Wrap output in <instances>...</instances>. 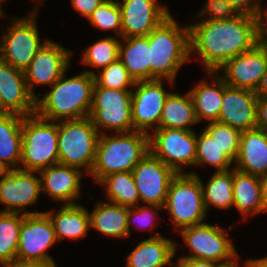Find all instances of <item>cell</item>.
<instances>
[{"mask_svg": "<svg viewBox=\"0 0 267 267\" xmlns=\"http://www.w3.org/2000/svg\"><path fill=\"white\" fill-rule=\"evenodd\" d=\"M189 26L190 60L196 53L204 72H218L230 59L257 43L254 17L238 14L230 20H198Z\"/></svg>", "mask_w": 267, "mask_h": 267, "instance_id": "6da1fadb", "label": "cell"}, {"mask_svg": "<svg viewBox=\"0 0 267 267\" xmlns=\"http://www.w3.org/2000/svg\"><path fill=\"white\" fill-rule=\"evenodd\" d=\"M65 72L49 91L38 94L36 114L50 121L89 117L92 107L94 75L82 73L67 77Z\"/></svg>", "mask_w": 267, "mask_h": 267, "instance_id": "7a4b0ae2", "label": "cell"}, {"mask_svg": "<svg viewBox=\"0 0 267 267\" xmlns=\"http://www.w3.org/2000/svg\"><path fill=\"white\" fill-rule=\"evenodd\" d=\"M149 80L164 79L173 86L177 73L190 61L189 26L170 15L148 35Z\"/></svg>", "mask_w": 267, "mask_h": 267, "instance_id": "3957f363", "label": "cell"}, {"mask_svg": "<svg viewBox=\"0 0 267 267\" xmlns=\"http://www.w3.org/2000/svg\"><path fill=\"white\" fill-rule=\"evenodd\" d=\"M149 153V134L139 131L100 134L90 176L99 183L117 172H132Z\"/></svg>", "mask_w": 267, "mask_h": 267, "instance_id": "277c9868", "label": "cell"}, {"mask_svg": "<svg viewBox=\"0 0 267 267\" xmlns=\"http://www.w3.org/2000/svg\"><path fill=\"white\" fill-rule=\"evenodd\" d=\"M165 209L174 224L175 232L205 222L208 214L204 205L201 180L195 171L177 173L172 178Z\"/></svg>", "mask_w": 267, "mask_h": 267, "instance_id": "5b68a950", "label": "cell"}, {"mask_svg": "<svg viewBox=\"0 0 267 267\" xmlns=\"http://www.w3.org/2000/svg\"><path fill=\"white\" fill-rule=\"evenodd\" d=\"M58 163V121L43 119L36 113L25 116L19 168L40 171Z\"/></svg>", "mask_w": 267, "mask_h": 267, "instance_id": "8992f818", "label": "cell"}, {"mask_svg": "<svg viewBox=\"0 0 267 267\" xmlns=\"http://www.w3.org/2000/svg\"><path fill=\"white\" fill-rule=\"evenodd\" d=\"M99 135L90 117L58 121L59 163L90 175Z\"/></svg>", "mask_w": 267, "mask_h": 267, "instance_id": "52a82bcc", "label": "cell"}, {"mask_svg": "<svg viewBox=\"0 0 267 267\" xmlns=\"http://www.w3.org/2000/svg\"><path fill=\"white\" fill-rule=\"evenodd\" d=\"M39 8L36 6L30 14L11 18L10 25L0 36V60L12 67L24 71L48 40L40 38L38 30Z\"/></svg>", "mask_w": 267, "mask_h": 267, "instance_id": "ba28073f", "label": "cell"}, {"mask_svg": "<svg viewBox=\"0 0 267 267\" xmlns=\"http://www.w3.org/2000/svg\"><path fill=\"white\" fill-rule=\"evenodd\" d=\"M89 117L99 134L107 133L106 130L133 131L132 90L111 89L94 83Z\"/></svg>", "mask_w": 267, "mask_h": 267, "instance_id": "9c48e42d", "label": "cell"}, {"mask_svg": "<svg viewBox=\"0 0 267 267\" xmlns=\"http://www.w3.org/2000/svg\"><path fill=\"white\" fill-rule=\"evenodd\" d=\"M179 232L185 245L191 250L189 255L180 257L209 260L222 266L241 258L229 239L228 231L223 227L204 222L186 227Z\"/></svg>", "mask_w": 267, "mask_h": 267, "instance_id": "30bf717a", "label": "cell"}, {"mask_svg": "<svg viewBox=\"0 0 267 267\" xmlns=\"http://www.w3.org/2000/svg\"><path fill=\"white\" fill-rule=\"evenodd\" d=\"M149 152L176 173H185L184 167H195L196 132L157 128L149 134Z\"/></svg>", "mask_w": 267, "mask_h": 267, "instance_id": "8fae6325", "label": "cell"}, {"mask_svg": "<svg viewBox=\"0 0 267 267\" xmlns=\"http://www.w3.org/2000/svg\"><path fill=\"white\" fill-rule=\"evenodd\" d=\"M41 192L39 171L20 168L4 170L0 175V204L6 207L0 211L23 214L43 213L26 209V206H32L38 202Z\"/></svg>", "mask_w": 267, "mask_h": 267, "instance_id": "7c38bea8", "label": "cell"}, {"mask_svg": "<svg viewBox=\"0 0 267 267\" xmlns=\"http://www.w3.org/2000/svg\"><path fill=\"white\" fill-rule=\"evenodd\" d=\"M73 51L48 39L38 50L31 63L24 70L29 92L37 98L34 88L40 85L52 86L71 66Z\"/></svg>", "mask_w": 267, "mask_h": 267, "instance_id": "4fadbf2b", "label": "cell"}, {"mask_svg": "<svg viewBox=\"0 0 267 267\" xmlns=\"http://www.w3.org/2000/svg\"><path fill=\"white\" fill-rule=\"evenodd\" d=\"M163 82L164 79L135 82L132 89L133 130L150 134V130L159 128L162 109L170 93Z\"/></svg>", "mask_w": 267, "mask_h": 267, "instance_id": "5bb4252c", "label": "cell"}, {"mask_svg": "<svg viewBox=\"0 0 267 267\" xmlns=\"http://www.w3.org/2000/svg\"><path fill=\"white\" fill-rule=\"evenodd\" d=\"M132 172L140 204L164 207L170 181L177 173L150 152Z\"/></svg>", "mask_w": 267, "mask_h": 267, "instance_id": "9a60e30c", "label": "cell"}, {"mask_svg": "<svg viewBox=\"0 0 267 267\" xmlns=\"http://www.w3.org/2000/svg\"><path fill=\"white\" fill-rule=\"evenodd\" d=\"M56 241L51 220L44 212L24 214L16 258L31 261H54L47 251Z\"/></svg>", "mask_w": 267, "mask_h": 267, "instance_id": "2e32d148", "label": "cell"}, {"mask_svg": "<svg viewBox=\"0 0 267 267\" xmlns=\"http://www.w3.org/2000/svg\"><path fill=\"white\" fill-rule=\"evenodd\" d=\"M223 71V72H222ZM267 71V44L257 43L251 50L230 59L218 70L231 87L255 91Z\"/></svg>", "mask_w": 267, "mask_h": 267, "instance_id": "e0dca14e", "label": "cell"}, {"mask_svg": "<svg viewBox=\"0 0 267 267\" xmlns=\"http://www.w3.org/2000/svg\"><path fill=\"white\" fill-rule=\"evenodd\" d=\"M121 10V38L147 36L168 16V7L158 0H117Z\"/></svg>", "mask_w": 267, "mask_h": 267, "instance_id": "ac0fdd59", "label": "cell"}, {"mask_svg": "<svg viewBox=\"0 0 267 267\" xmlns=\"http://www.w3.org/2000/svg\"><path fill=\"white\" fill-rule=\"evenodd\" d=\"M0 113L23 117L36 113V98L29 92L24 71L0 60Z\"/></svg>", "mask_w": 267, "mask_h": 267, "instance_id": "d6986e66", "label": "cell"}, {"mask_svg": "<svg viewBox=\"0 0 267 267\" xmlns=\"http://www.w3.org/2000/svg\"><path fill=\"white\" fill-rule=\"evenodd\" d=\"M257 99L255 91L228 86L223 79V98L218 122L240 131L255 129Z\"/></svg>", "mask_w": 267, "mask_h": 267, "instance_id": "ffe728a7", "label": "cell"}, {"mask_svg": "<svg viewBox=\"0 0 267 267\" xmlns=\"http://www.w3.org/2000/svg\"><path fill=\"white\" fill-rule=\"evenodd\" d=\"M42 192L52 200L63 204H76L82 195L81 179L85 174L80 169L63 164L51 165L39 171Z\"/></svg>", "mask_w": 267, "mask_h": 267, "instance_id": "44dd1931", "label": "cell"}, {"mask_svg": "<svg viewBox=\"0 0 267 267\" xmlns=\"http://www.w3.org/2000/svg\"><path fill=\"white\" fill-rule=\"evenodd\" d=\"M177 243L159 232L140 241L128 254L125 267H164L172 265L177 253Z\"/></svg>", "mask_w": 267, "mask_h": 267, "instance_id": "7402d4cb", "label": "cell"}, {"mask_svg": "<svg viewBox=\"0 0 267 267\" xmlns=\"http://www.w3.org/2000/svg\"><path fill=\"white\" fill-rule=\"evenodd\" d=\"M234 168L240 172L262 176L267 173V133L260 129L242 131Z\"/></svg>", "mask_w": 267, "mask_h": 267, "instance_id": "603a6c76", "label": "cell"}, {"mask_svg": "<svg viewBox=\"0 0 267 267\" xmlns=\"http://www.w3.org/2000/svg\"><path fill=\"white\" fill-rule=\"evenodd\" d=\"M53 225L57 242L78 240L88 235L89 211L82 204H61L60 209L44 211Z\"/></svg>", "mask_w": 267, "mask_h": 267, "instance_id": "cb8c5ba5", "label": "cell"}, {"mask_svg": "<svg viewBox=\"0 0 267 267\" xmlns=\"http://www.w3.org/2000/svg\"><path fill=\"white\" fill-rule=\"evenodd\" d=\"M211 83L201 80L192 89L189 94L193 100L194 112L198 123L202 120L208 122L218 121L222 98H223V78L218 72H207Z\"/></svg>", "mask_w": 267, "mask_h": 267, "instance_id": "d4e9b609", "label": "cell"}, {"mask_svg": "<svg viewBox=\"0 0 267 267\" xmlns=\"http://www.w3.org/2000/svg\"><path fill=\"white\" fill-rule=\"evenodd\" d=\"M233 207L243 220L265 213L260 176L246 174L233 168Z\"/></svg>", "mask_w": 267, "mask_h": 267, "instance_id": "484cf974", "label": "cell"}, {"mask_svg": "<svg viewBox=\"0 0 267 267\" xmlns=\"http://www.w3.org/2000/svg\"><path fill=\"white\" fill-rule=\"evenodd\" d=\"M23 116L0 113V166L3 170L20 167Z\"/></svg>", "mask_w": 267, "mask_h": 267, "instance_id": "4316f807", "label": "cell"}, {"mask_svg": "<svg viewBox=\"0 0 267 267\" xmlns=\"http://www.w3.org/2000/svg\"><path fill=\"white\" fill-rule=\"evenodd\" d=\"M128 207L107 201H98L89 212L90 229L114 238H128Z\"/></svg>", "mask_w": 267, "mask_h": 267, "instance_id": "83f0119b", "label": "cell"}, {"mask_svg": "<svg viewBox=\"0 0 267 267\" xmlns=\"http://www.w3.org/2000/svg\"><path fill=\"white\" fill-rule=\"evenodd\" d=\"M119 59L134 81L149 80V37L134 36L121 38Z\"/></svg>", "mask_w": 267, "mask_h": 267, "instance_id": "f1b7e54d", "label": "cell"}, {"mask_svg": "<svg viewBox=\"0 0 267 267\" xmlns=\"http://www.w3.org/2000/svg\"><path fill=\"white\" fill-rule=\"evenodd\" d=\"M199 124L189 92L185 95L170 92L167 96L159 122V128L193 130Z\"/></svg>", "mask_w": 267, "mask_h": 267, "instance_id": "f546056e", "label": "cell"}, {"mask_svg": "<svg viewBox=\"0 0 267 267\" xmlns=\"http://www.w3.org/2000/svg\"><path fill=\"white\" fill-rule=\"evenodd\" d=\"M201 180L204 205L207 213L210 207L229 210L233 207V168L226 171H215L206 185Z\"/></svg>", "mask_w": 267, "mask_h": 267, "instance_id": "4dcf8cb0", "label": "cell"}, {"mask_svg": "<svg viewBox=\"0 0 267 267\" xmlns=\"http://www.w3.org/2000/svg\"><path fill=\"white\" fill-rule=\"evenodd\" d=\"M105 188L108 202L132 208L140 205L133 172H117L104 177L99 183Z\"/></svg>", "mask_w": 267, "mask_h": 267, "instance_id": "1f68e13d", "label": "cell"}, {"mask_svg": "<svg viewBox=\"0 0 267 267\" xmlns=\"http://www.w3.org/2000/svg\"><path fill=\"white\" fill-rule=\"evenodd\" d=\"M23 213L0 211V265L16 258Z\"/></svg>", "mask_w": 267, "mask_h": 267, "instance_id": "d6a6232c", "label": "cell"}, {"mask_svg": "<svg viewBox=\"0 0 267 267\" xmlns=\"http://www.w3.org/2000/svg\"><path fill=\"white\" fill-rule=\"evenodd\" d=\"M234 160L212 140L202 129L196 133V161L195 166L210 165L217 171H226L234 168ZM233 164V165H232Z\"/></svg>", "mask_w": 267, "mask_h": 267, "instance_id": "836d02e7", "label": "cell"}, {"mask_svg": "<svg viewBox=\"0 0 267 267\" xmlns=\"http://www.w3.org/2000/svg\"><path fill=\"white\" fill-rule=\"evenodd\" d=\"M120 41L116 36L100 38L84 49L80 62L101 71L119 58Z\"/></svg>", "mask_w": 267, "mask_h": 267, "instance_id": "e575fe53", "label": "cell"}, {"mask_svg": "<svg viewBox=\"0 0 267 267\" xmlns=\"http://www.w3.org/2000/svg\"><path fill=\"white\" fill-rule=\"evenodd\" d=\"M84 71L94 75L98 86L120 90L134 88L135 81L119 58L97 73L90 69Z\"/></svg>", "mask_w": 267, "mask_h": 267, "instance_id": "d590c367", "label": "cell"}, {"mask_svg": "<svg viewBox=\"0 0 267 267\" xmlns=\"http://www.w3.org/2000/svg\"><path fill=\"white\" fill-rule=\"evenodd\" d=\"M234 161L237 158L242 131L218 121L207 122L203 129Z\"/></svg>", "mask_w": 267, "mask_h": 267, "instance_id": "8d00e7d4", "label": "cell"}, {"mask_svg": "<svg viewBox=\"0 0 267 267\" xmlns=\"http://www.w3.org/2000/svg\"><path fill=\"white\" fill-rule=\"evenodd\" d=\"M90 24L101 30H112L121 38V10L117 0L103 1L87 19Z\"/></svg>", "mask_w": 267, "mask_h": 267, "instance_id": "74e56055", "label": "cell"}, {"mask_svg": "<svg viewBox=\"0 0 267 267\" xmlns=\"http://www.w3.org/2000/svg\"><path fill=\"white\" fill-rule=\"evenodd\" d=\"M164 210V207L157 205H137L128 209V232L129 237L131 233L135 231L131 230V225L139 227V229L150 230L151 232L155 229L154 219L158 218L159 211ZM153 229V230H152Z\"/></svg>", "mask_w": 267, "mask_h": 267, "instance_id": "f35d334b", "label": "cell"}, {"mask_svg": "<svg viewBox=\"0 0 267 267\" xmlns=\"http://www.w3.org/2000/svg\"><path fill=\"white\" fill-rule=\"evenodd\" d=\"M238 14L226 0H206L205 5L194 18L221 21L233 19Z\"/></svg>", "mask_w": 267, "mask_h": 267, "instance_id": "ab89813d", "label": "cell"}, {"mask_svg": "<svg viewBox=\"0 0 267 267\" xmlns=\"http://www.w3.org/2000/svg\"><path fill=\"white\" fill-rule=\"evenodd\" d=\"M261 2L258 0L253 17L258 43L267 44V6L263 9Z\"/></svg>", "mask_w": 267, "mask_h": 267, "instance_id": "60d3db41", "label": "cell"}, {"mask_svg": "<svg viewBox=\"0 0 267 267\" xmlns=\"http://www.w3.org/2000/svg\"><path fill=\"white\" fill-rule=\"evenodd\" d=\"M103 1L105 0H71V5L75 11L88 19Z\"/></svg>", "mask_w": 267, "mask_h": 267, "instance_id": "b9f144b4", "label": "cell"}, {"mask_svg": "<svg viewBox=\"0 0 267 267\" xmlns=\"http://www.w3.org/2000/svg\"><path fill=\"white\" fill-rule=\"evenodd\" d=\"M256 128L267 133V97H258Z\"/></svg>", "mask_w": 267, "mask_h": 267, "instance_id": "7bdbcfd3", "label": "cell"}, {"mask_svg": "<svg viewBox=\"0 0 267 267\" xmlns=\"http://www.w3.org/2000/svg\"><path fill=\"white\" fill-rule=\"evenodd\" d=\"M174 267H223V266L209 260L178 257V260L174 262Z\"/></svg>", "mask_w": 267, "mask_h": 267, "instance_id": "ee69618b", "label": "cell"}, {"mask_svg": "<svg viewBox=\"0 0 267 267\" xmlns=\"http://www.w3.org/2000/svg\"><path fill=\"white\" fill-rule=\"evenodd\" d=\"M239 14L254 15L258 0H226Z\"/></svg>", "mask_w": 267, "mask_h": 267, "instance_id": "f6af8a7d", "label": "cell"}, {"mask_svg": "<svg viewBox=\"0 0 267 267\" xmlns=\"http://www.w3.org/2000/svg\"><path fill=\"white\" fill-rule=\"evenodd\" d=\"M6 267H57L55 261H31L14 258Z\"/></svg>", "mask_w": 267, "mask_h": 267, "instance_id": "bcb514c9", "label": "cell"}, {"mask_svg": "<svg viewBox=\"0 0 267 267\" xmlns=\"http://www.w3.org/2000/svg\"><path fill=\"white\" fill-rule=\"evenodd\" d=\"M257 97H267V71L262 76L258 87L255 90Z\"/></svg>", "mask_w": 267, "mask_h": 267, "instance_id": "7dc6e473", "label": "cell"}, {"mask_svg": "<svg viewBox=\"0 0 267 267\" xmlns=\"http://www.w3.org/2000/svg\"><path fill=\"white\" fill-rule=\"evenodd\" d=\"M248 267H267V256L263 258H250L244 261Z\"/></svg>", "mask_w": 267, "mask_h": 267, "instance_id": "c3c4849f", "label": "cell"}, {"mask_svg": "<svg viewBox=\"0 0 267 267\" xmlns=\"http://www.w3.org/2000/svg\"><path fill=\"white\" fill-rule=\"evenodd\" d=\"M262 185V200L265 207V212H267V173L260 176Z\"/></svg>", "mask_w": 267, "mask_h": 267, "instance_id": "681fc988", "label": "cell"}, {"mask_svg": "<svg viewBox=\"0 0 267 267\" xmlns=\"http://www.w3.org/2000/svg\"><path fill=\"white\" fill-rule=\"evenodd\" d=\"M238 259L239 258H237L233 263H230V264L225 265L223 267H243V266H240L241 264H239V262H238L239 260ZM243 264H244L245 267H248V265L246 263L243 262Z\"/></svg>", "mask_w": 267, "mask_h": 267, "instance_id": "f907efd6", "label": "cell"}, {"mask_svg": "<svg viewBox=\"0 0 267 267\" xmlns=\"http://www.w3.org/2000/svg\"><path fill=\"white\" fill-rule=\"evenodd\" d=\"M4 16H6L5 11L3 10L2 7H0V18H4Z\"/></svg>", "mask_w": 267, "mask_h": 267, "instance_id": "816d5d0a", "label": "cell"}, {"mask_svg": "<svg viewBox=\"0 0 267 267\" xmlns=\"http://www.w3.org/2000/svg\"><path fill=\"white\" fill-rule=\"evenodd\" d=\"M34 1L37 2V3H39V4H37V6H39L40 3H43V2H42L43 0H34Z\"/></svg>", "mask_w": 267, "mask_h": 267, "instance_id": "f5cc1de1", "label": "cell"}, {"mask_svg": "<svg viewBox=\"0 0 267 267\" xmlns=\"http://www.w3.org/2000/svg\"><path fill=\"white\" fill-rule=\"evenodd\" d=\"M5 1L7 0H0V7H1V4L4 3Z\"/></svg>", "mask_w": 267, "mask_h": 267, "instance_id": "db71d44e", "label": "cell"}, {"mask_svg": "<svg viewBox=\"0 0 267 267\" xmlns=\"http://www.w3.org/2000/svg\"><path fill=\"white\" fill-rule=\"evenodd\" d=\"M4 170L1 168V166H0V175H1V173L3 172Z\"/></svg>", "mask_w": 267, "mask_h": 267, "instance_id": "11a10c76", "label": "cell"}]
</instances>
